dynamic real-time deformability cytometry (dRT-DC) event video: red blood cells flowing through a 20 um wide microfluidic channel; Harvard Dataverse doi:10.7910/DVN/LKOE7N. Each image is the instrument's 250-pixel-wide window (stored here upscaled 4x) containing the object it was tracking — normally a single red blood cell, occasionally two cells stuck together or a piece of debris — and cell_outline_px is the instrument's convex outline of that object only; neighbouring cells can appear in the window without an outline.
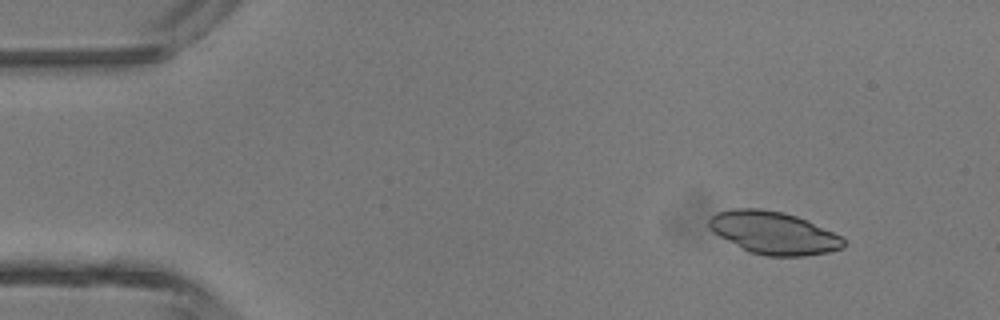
{"species": "common noctule bat (a hibernating species)", "species_latin": "Nyctalus noctula", "temperature_condition": "room temperature", "stored_images_in_passage": 45, "camera_frame_rate_fps": 3000, "um_per_image_px": 0.085, "animal": {"sex": "male", "body_mass_g": 13.3}, "frame": {"image": 1, "passage_image": 5, "time_ms": 1.333, "image_size_px": [1000, 320], "cell_outline_px": [[844, 248], [828, 252], [804, 256], [768, 256], [748, 252], [712, 232], [708, 228], [708, 220], [716, 212], [736, 208], [760, 208], [784, 212], [796, 216], [832, 232], [840, 236], [844, 240]], "centroid_in_image_um": [65.71, 19.79], "position_along_channel_um": 19.3, "area_um2": 33.29}}